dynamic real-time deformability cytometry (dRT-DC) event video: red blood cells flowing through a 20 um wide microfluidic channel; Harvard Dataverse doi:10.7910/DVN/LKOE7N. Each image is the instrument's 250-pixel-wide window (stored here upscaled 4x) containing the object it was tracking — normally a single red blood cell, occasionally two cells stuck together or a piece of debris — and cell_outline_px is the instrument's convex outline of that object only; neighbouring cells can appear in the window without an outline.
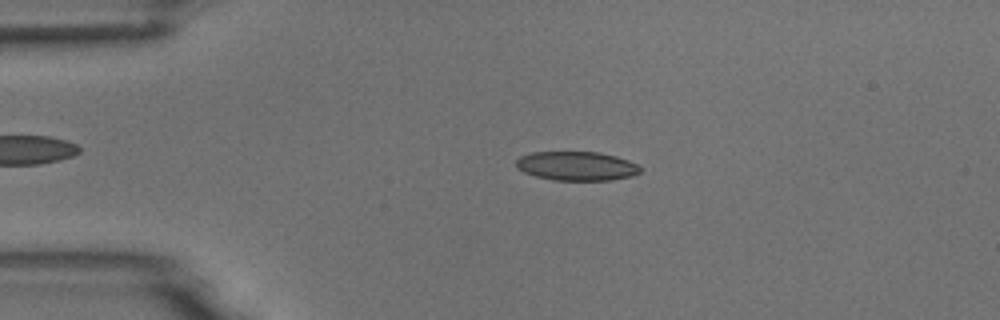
{"species": "common noctule bat (a hibernating species)", "species_latin": "Nyctalus noctula", "temperature_condition": "room temperature", "stored_images_in_passage": 54, "camera_frame_rate_fps": 3000, "um_per_image_px": 0.085, "animal": {"sex": "male", "body_mass_g": 18.8}, "frame": {"image": 1, "passage_image": 11, "time_ms": 3.333, "image_size_px": [1000, 320], "cell_outline_px": [[640, 172], [632, 176], [612, 180], [552, 180], [536, 176], [524, 172], [516, 168], [516, 160], [520, 156], [532, 152], [600, 152], [616, 156], [628, 160], [636, 164], [640, 168]], "centroid_in_image_um": [49.0, 14.11], "position_along_channel_um": 36.0, "area_um2": 21.04}}
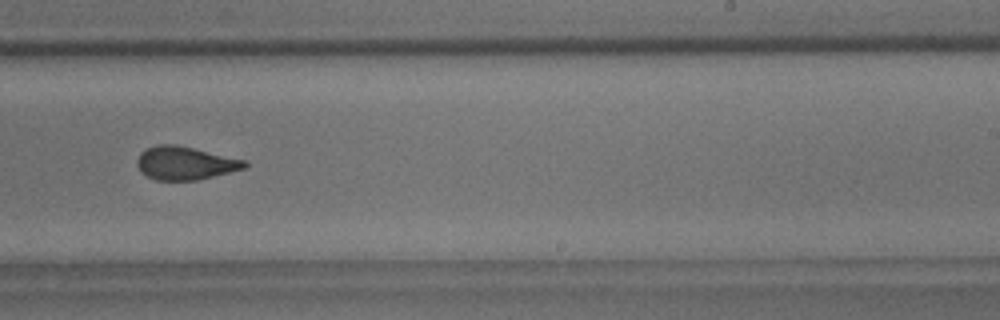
{"frame": {"image": 2, "passage_image": 33, "time_ms": 10.667, "image_size_px": [1000, 320], "cell_outline_px": [[248, 164], [244, 168], [196, 180], [156, 180], [140, 172], [136, 164], [136, 160], [140, 152], [156, 144], [176, 144], [248, 160]], "centroid_in_image_um": [15.71, 13.85], "position_along_channel_um": 273.3, "area_um2": 20.87}}
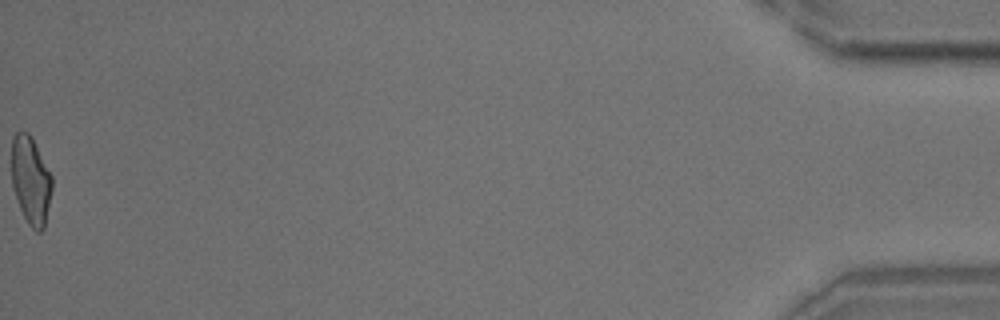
{"frame": {"image": 3, "passage_image": 54, "time_ms": 17.667, "image_size_px": [1000, 320], "cell_outline_px": [[52, 188], [44, 228], [40, 232], [36, 232], [28, 224], [20, 208], [12, 184], [12, 136], [16, 132], [28, 132], [32, 136], [52, 176]], "centroid_in_image_um": [2.62, 15.31], "position_along_channel_um": 432.6, "area_um2": 20.63}, "authors_computed_cell_mechanics": {"area_um2": 21.2993, "velocity_mm_per_s": 3.7131, "shape_relaxation_time_tau1_ms": 8.9098, "shape_relaxation_time_tau2_ms": 1.5916, "deformation_change_tau1": 0.2085, "deformation_change_tau2": 0.0902}}